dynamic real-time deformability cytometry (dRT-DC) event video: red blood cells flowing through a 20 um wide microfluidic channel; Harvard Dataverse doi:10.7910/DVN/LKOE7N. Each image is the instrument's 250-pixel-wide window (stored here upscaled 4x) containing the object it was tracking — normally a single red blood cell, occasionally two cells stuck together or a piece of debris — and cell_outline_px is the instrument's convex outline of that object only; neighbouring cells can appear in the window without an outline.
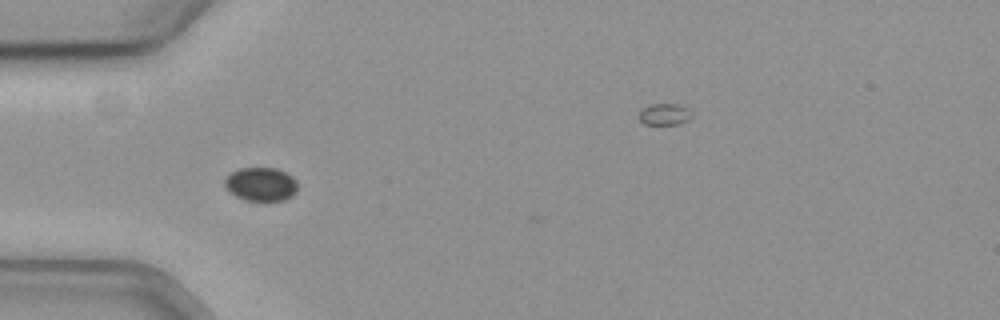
{"species": "common noctule bat (a hibernating species)", "species_latin": "Nyctalus noctula", "temperature_condition": "cold", "stored_images_in_passage": 40, "camera_frame_rate_fps": 3000, "um_per_image_px": 0.085, "animal": {"sex": "female", "body_mass_g": 19.3, "forearm_length_mm": 54.1}, "frame": {"image": 1, "passage_image": 1, "time_ms": 0.0, "image_size_px": [1000, 320], "cell_outline_px": [[296, 192], [292, 196], [284, 200], [264, 204], [244, 200], [228, 192], [224, 184], [224, 180], [232, 172], [240, 168], [276, 168], [292, 176], [296, 180]], "centroid_in_image_um": [22.17, 15.71], "position_along_channel_um": 62.8, "area_um2": 14.8}}
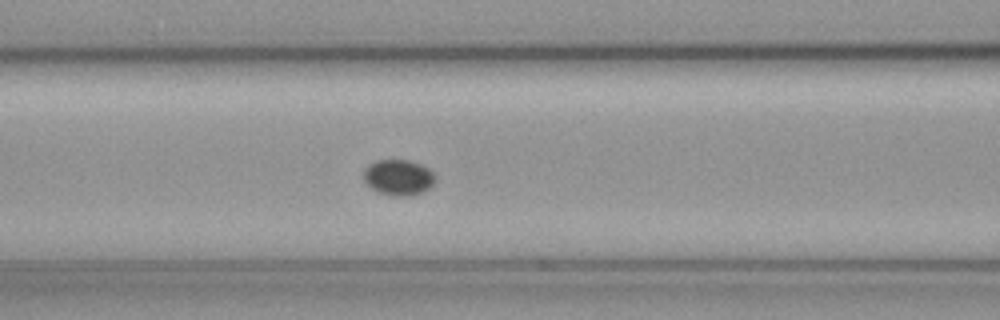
{"frame": {"image": 2, "passage_image": 7, "time_ms": 2.0, "image_size_px": [1000, 320], "cell_outline_px": [[436, 180], [424, 192], [412, 196], [396, 196], [376, 192], [364, 180], [364, 168], [368, 164], [376, 160], [408, 160], [420, 164], [428, 168], [436, 176]], "centroid_in_image_um": [33.87, 15.08], "position_along_channel_um": 132.7, "area_um2": 15.03}}
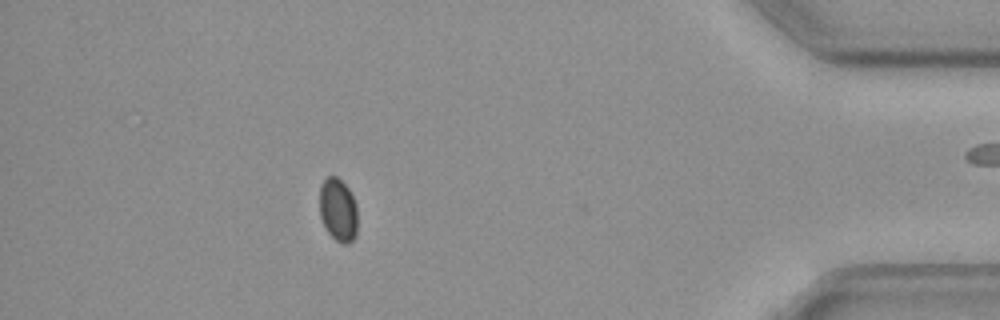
{"frame": {"image": 3, "passage_image": 34, "time_ms": 11.0, "image_size_px": [1000, 320], "cell_outline_px": [[356, 236], [348, 244], [344, 244], [336, 240], [328, 232], [320, 216], [320, 184], [328, 176], [336, 176], [348, 188], [356, 204]], "centroid_in_image_um": [28.73, 17.84], "position_along_channel_um": 406.5, "area_um2": 13.81}}